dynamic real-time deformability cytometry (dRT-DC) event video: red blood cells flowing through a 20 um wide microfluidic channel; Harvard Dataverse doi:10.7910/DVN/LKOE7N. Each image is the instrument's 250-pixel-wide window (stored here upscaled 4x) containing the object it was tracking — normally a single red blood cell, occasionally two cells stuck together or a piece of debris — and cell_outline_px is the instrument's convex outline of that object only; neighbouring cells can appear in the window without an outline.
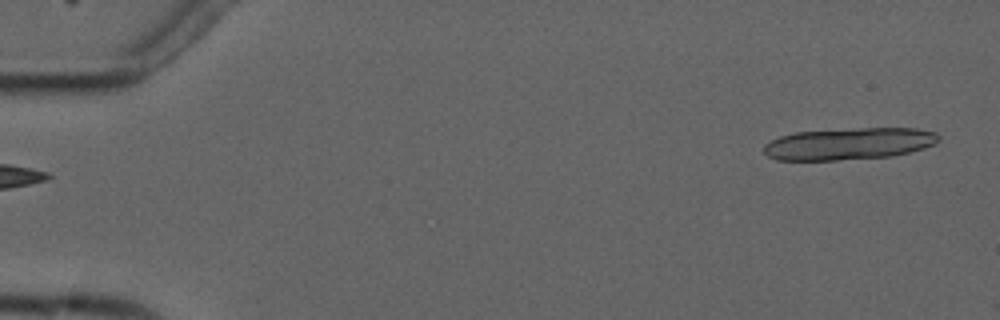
{"species": "common noctule bat (a hibernating species)", "species_latin": "Nyctalus noctula", "temperature_condition": "cold", "stored_images_in_passage": 6, "segment_of_instrument_passage": [2, 2], "camera_frame_rate_fps": 3000, "um_per_image_px": 0.085, "animal": {"sex": "male", "forearm_length_mm": 52.5}, "frame": {"image": 1, "passage_image": 6, "time_ms": 6.333, "image_size_px": [1000, 320], "cell_outline_px": [[940, 140], [936, 144], [924, 148], [892, 156], [836, 160], [776, 160], [768, 156], [764, 152], [764, 144], [780, 136], [796, 132], [860, 128], [916, 128], [936, 132], [940, 136]], "centroid_in_image_um": [72.19, 12.22], "position_along_channel_um": 12.8, "area_um2": 32.54}}